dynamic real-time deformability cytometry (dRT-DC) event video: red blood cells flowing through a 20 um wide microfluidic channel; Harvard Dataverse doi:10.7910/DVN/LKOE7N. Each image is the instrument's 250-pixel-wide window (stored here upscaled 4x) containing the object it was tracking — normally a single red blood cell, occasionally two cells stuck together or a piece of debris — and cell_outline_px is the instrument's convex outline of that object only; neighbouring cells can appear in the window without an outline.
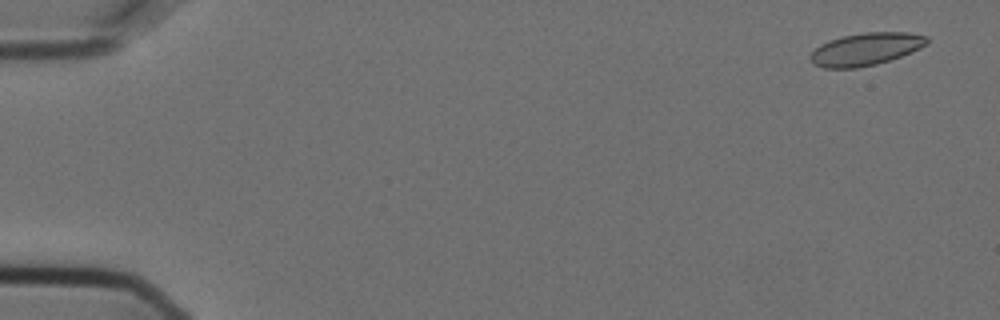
{"species": "Egyptian fruit bat (a non-hibernating species)", "species_latin": "Rousettus aegyptiacus", "temperature_condition": "cold", "stored_images_in_passage": 14, "camera_frame_rate_fps": 3000, "um_per_image_px": 0.085, "animal": {"sex": "female"}, "frame": {"image": 1, "passage_image": 3, "time_ms": 0.667, "image_size_px": [1000, 320], "cell_outline_px": [[928, 44], [912, 52], [876, 64], [856, 68], [824, 68], [812, 64], [808, 56], [820, 44], [828, 40], [844, 36], [864, 32], [908, 32], [928, 36]], "centroid_in_image_um": [73.58, 4.17], "position_along_channel_um": 11.4, "area_um2": 22.2}}